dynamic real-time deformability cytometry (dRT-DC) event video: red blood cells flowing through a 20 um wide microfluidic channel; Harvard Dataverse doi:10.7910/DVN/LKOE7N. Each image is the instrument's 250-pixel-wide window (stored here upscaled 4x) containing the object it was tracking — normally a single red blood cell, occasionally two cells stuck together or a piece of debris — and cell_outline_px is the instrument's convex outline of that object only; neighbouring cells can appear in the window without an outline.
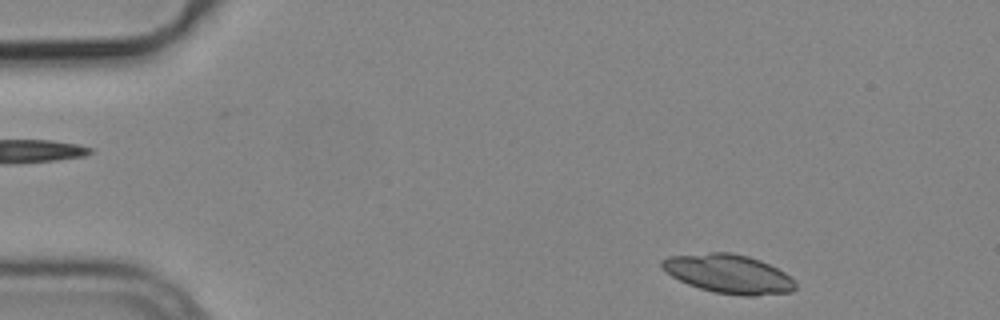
{"species": "common noctule bat (a hibernating species)", "species_latin": "Nyctalus noctula", "temperature_condition": "cold", "stored_images_in_passage": 5, "camera_frame_rate_fps": 3000, "um_per_image_px": 0.085, "animal": {"sex": "male", "body_mass_g": 19.2, "forearm_length_mm": 51.8}, "frame": {"image": 1, "passage_image": 1, "time_ms": 0.0, "image_size_px": [1000, 320], "cell_outline_px": [[796, 288], [792, 292], [756, 296], [744, 296], [712, 292], [688, 284], [672, 276], [660, 264], [660, 260], [668, 256], [712, 252], [732, 252], [748, 256], [760, 260], [784, 272], [796, 284]], "centroid_in_image_um": [61.93, 23.28], "position_along_channel_um": 23.1, "area_um2": 30.17}}